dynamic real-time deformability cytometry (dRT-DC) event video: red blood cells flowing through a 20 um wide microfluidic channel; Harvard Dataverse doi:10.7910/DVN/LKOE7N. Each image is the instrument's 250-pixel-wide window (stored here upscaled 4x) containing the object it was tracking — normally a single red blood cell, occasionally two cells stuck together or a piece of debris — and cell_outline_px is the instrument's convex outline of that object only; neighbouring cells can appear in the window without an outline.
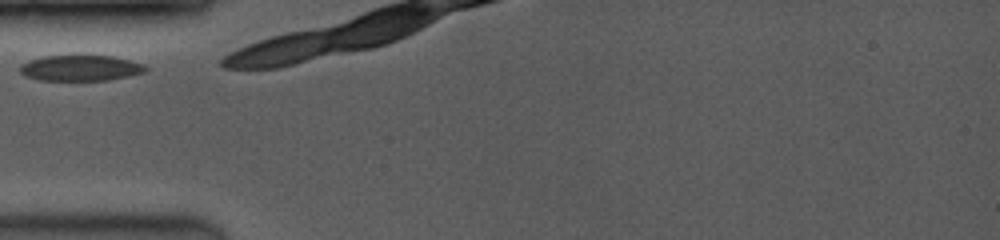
{"species": "common noctule bat (a hibernating species)", "species_latin": "Nyctalus noctula", "temperature_condition": "room temperature", "stored_images_in_passage": 3, "camera_frame_rate_fps": 3500, "um_per_image_px": 0.085, "animal": {"sex": "female", "body_mass_g": 19.0, "forearm_length_mm": 53.3}, "frame": {"image": 1, "passage_image": 1, "time_ms": 0.0, "image_size_px": [1000, 240], "cell_outline_px": [[148, 72], [108, 80], [40, 80], [24, 76], [20, 72], [20, 64], [28, 60], [44, 56], [112, 56], [144, 64], [148, 68]], "centroid_in_image_um": [6.84, 5.79], "position_along_channel_um": 78.2, "area_um2": 18.84}}